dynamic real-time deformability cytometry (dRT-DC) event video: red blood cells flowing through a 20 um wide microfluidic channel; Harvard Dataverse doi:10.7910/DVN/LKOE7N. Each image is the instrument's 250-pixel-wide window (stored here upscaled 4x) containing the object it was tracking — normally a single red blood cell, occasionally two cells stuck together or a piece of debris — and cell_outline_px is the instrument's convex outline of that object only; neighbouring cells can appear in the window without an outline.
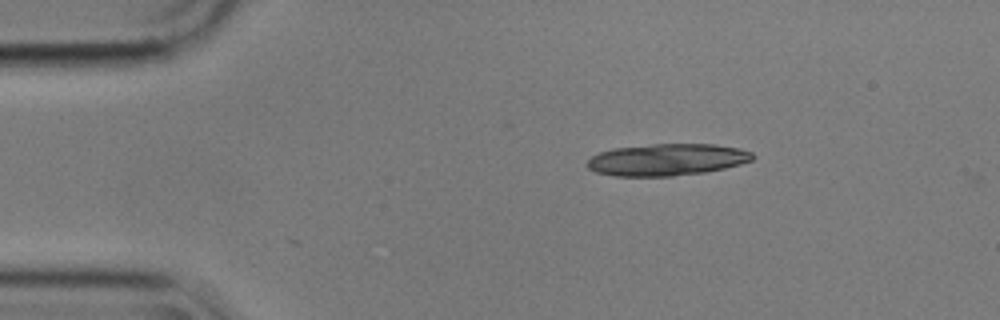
{"species": "common noctule bat (a hibernating species)", "species_latin": "Nyctalus noctula", "temperature_condition": "cold", "stored_images_in_passage": 3, "camera_frame_rate_fps": 3000, "um_per_image_px": 0.085, "animal": {"sex": "male", "body_mass_g": 17.9}, "frame": {"image": 1, "passage_image": 1, "time_ms": 0.0, "image_size_px": [1000, 320], "cell_outline_px": [[756, 156], [752, 160], [740, 164], [724, 168], [704, 172], [672, 176], [616, 176], [596, 172], [588, 168], [588, 160], [592, 156], [600, 152], [612, 148], [652, 144], [716, 144], [740, 148], [752, 152]], "centroid_in_image_um": [56.71, 13.56], "position_along_channel_um": 28.3, "area_um2": 30.75}}